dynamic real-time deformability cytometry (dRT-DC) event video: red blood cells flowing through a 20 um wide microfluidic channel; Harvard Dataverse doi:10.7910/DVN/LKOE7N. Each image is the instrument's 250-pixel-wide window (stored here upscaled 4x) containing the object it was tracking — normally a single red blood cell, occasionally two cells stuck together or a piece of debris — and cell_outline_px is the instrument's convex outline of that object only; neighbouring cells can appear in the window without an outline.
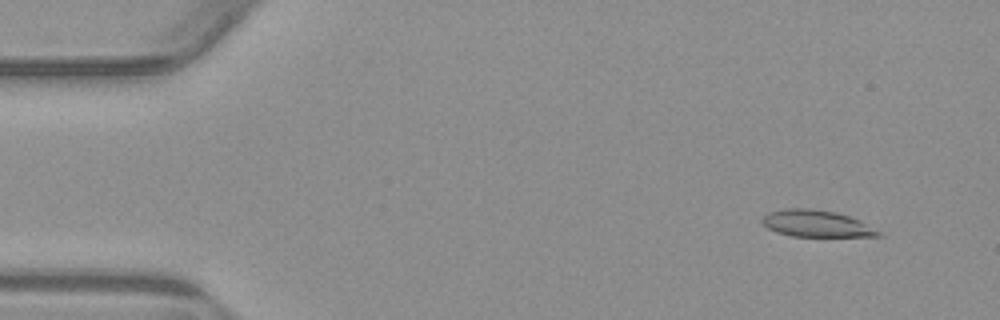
{"species": "common noctule bat (a hibernating species)", "species_latin": "Nyctalus noctula", "temperature_condition": "warm", "stored_images_in_passage": 54, "camera_frame_rate_fps": 3000, "um_per_image_px": 0.085, "animal": {"sex": "male", "body_mass_g": 23.1, "forearm_length_mm": 52.7}, "frame": {"image": 1, "passage_image": 5, "time_ms": 1.333, "image_size_px": [1000, 320], "cell_outline_px": [[884, 236], [792, 236], [776, 232], [768, 228], [760, 220], [768, 212], [784, 208], [812, 208], [836, 212], [860, 220], [880, 232]], "centroid_in_image_um": [69.36, 18.99], "position_along_channel_um": 15.6, "area_um2": 18.03}}
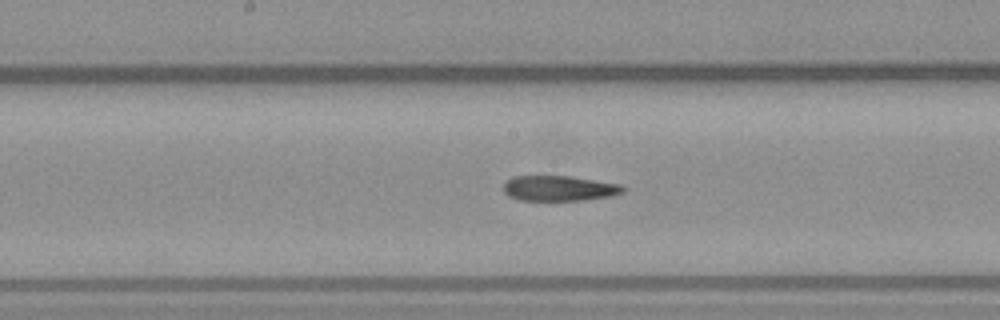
{"frame": {"image": 2, "passage_image": 28, "time_ms": 9.0, "image_size_px": [1000, 320], "cell_outline_px": [[628, 188], [624, 192], [612, 196], [584, 200], [520, 200], [508, 196], [504, 192], [504, 184], [512, 176], [568, 176], [620, 184]], "centroid_in_image_um": [47.56, 16.01], "position_along_channel_um": 200.6, "area_um2": 17.63}}
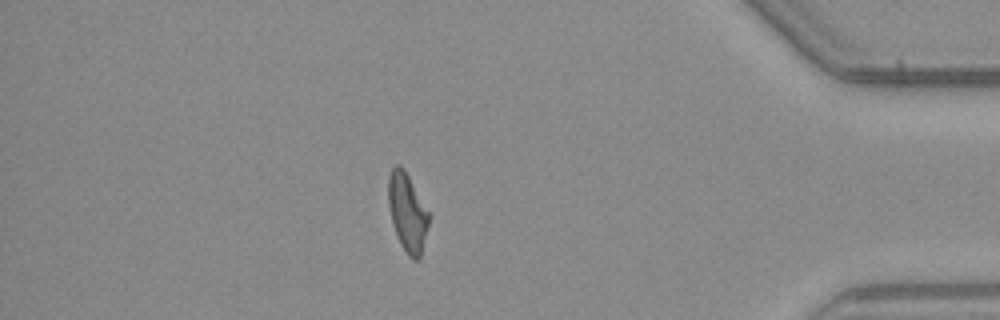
{"frame": {"image": 3, "passage_image": 47, "time_ms": 15.333, "image_size_px": [1000, 320], "cell_outline_px": [[428, 224], [420, 256], [416, 260], [412, 260], [408, 256], [400, 244], [392, 224], [388, 204], [388, 176], [392, 168], [396, 164], [400, 164], [404, 168], [428, 212]], "centroid_in_image_um": [34.58, 18.04], "position_along_channel_um": 400.6, "area_um2": 18.21}, "authors_computed_cell_mechanics": {"area_um2": 18.6983, "velocity_mm_per_s": 3.8392, "shape_relaxation_time_tau1_ms": null, "shape_relaxation_time_tau2_ms": 6.4773, "deformation_change_tau1": null, "deformation_change_tau2": 0.1604}}